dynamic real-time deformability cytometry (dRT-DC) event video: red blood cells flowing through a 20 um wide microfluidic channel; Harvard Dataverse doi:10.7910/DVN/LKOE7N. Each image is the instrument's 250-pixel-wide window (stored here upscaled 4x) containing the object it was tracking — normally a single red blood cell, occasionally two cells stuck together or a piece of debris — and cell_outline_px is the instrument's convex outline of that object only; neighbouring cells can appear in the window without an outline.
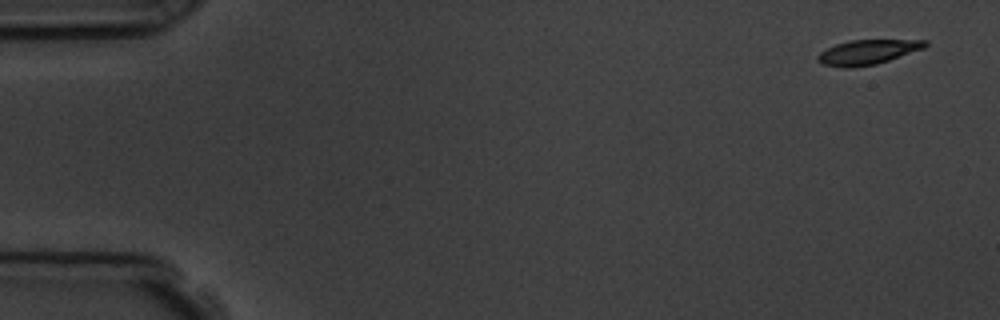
{"species": "common noctule bat (a hibernating species)", "species_latin": "Nyctalus noctula", "temperature_condition": "room temperature", "stored_images_in_passage": 5, "camera_frame_rate_fps": 3000, "um_per_image_px": 0.085, "animal": {"sex": "male", "body_mass_g": 19.5, "forearm_length_mm": 54.6}, "frame": {"image": 1, "passage_image": 1, "time_ms": 0.0, "image_size_px": [1000, 320], "cell_outline_px": [[928, 44], [924, 48], [876, 64], [848, 68], [844, 68], [824, 64], [816, 60], [816, 56], [820, 52], [836, 44], [852, 40], [928, 40]], "centroid_in_image_um": [73.73, 4.43], "position_along_channel_um": 11.3, "area_um2": 15.26}}
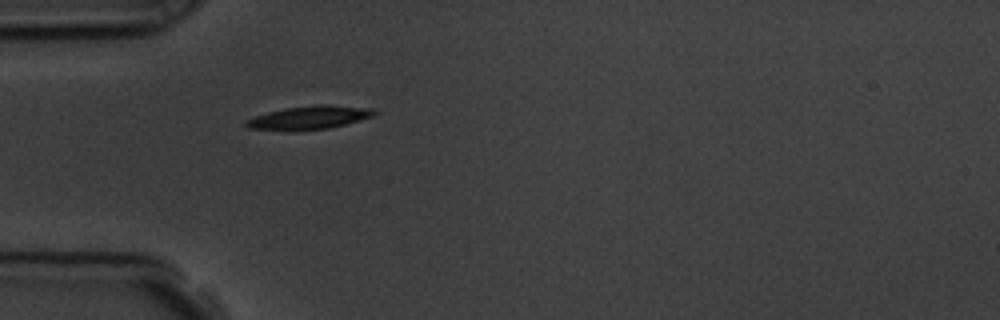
{"frame": {"image": 2, "passage_image": 5, "time_ms": 4.667, "image_size_px": [1000, 320], "cell_outline_px": [[380, 112], [372, 116], [344, 124], [328, 128], [248, 128], [244, 124], [244, 120], [268, 112], [284, 108], [320, 104], [328, 104], [376, 108]], "centroid_in_image_um": [26.4, 9.93], "position_along_channel_um": 58.6, "area_um2": 16.7}}